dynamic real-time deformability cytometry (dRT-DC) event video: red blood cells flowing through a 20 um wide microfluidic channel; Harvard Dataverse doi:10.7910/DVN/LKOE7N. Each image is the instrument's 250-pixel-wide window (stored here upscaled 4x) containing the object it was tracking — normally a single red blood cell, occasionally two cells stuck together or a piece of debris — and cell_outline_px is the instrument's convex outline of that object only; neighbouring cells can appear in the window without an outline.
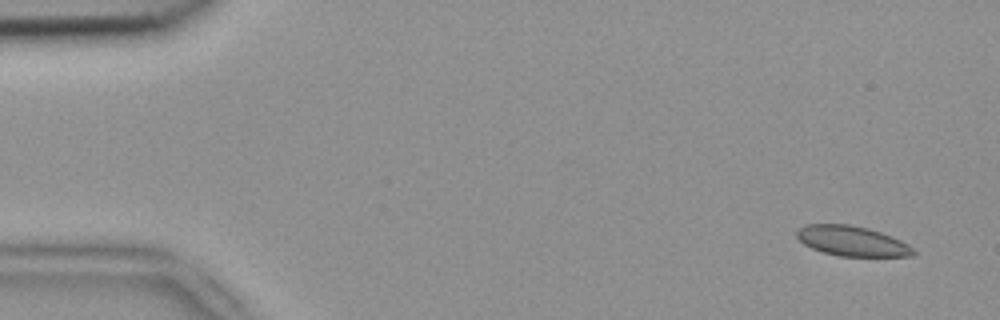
{"species": "common noctule bat (a hibernating species)", "species_latin": "Nyctalus noctula", "temperature_condition": "room temperature", "stored_images_in_passage": 5, "camera_frame_rate_fps": 3000, "um_per_image_px": 0.085, "animal": {"sex": "female", "body_mass_g": 18.4}, "frame": {"image": 1, "passage_image": 1, "time_ms": 0.0, "image_size_px": [1000, 320], "cell_outline_px": [[916, 252], [912, 256], [840, 256], [824, 252], [812, 248], [804, 244], [796, 236], [796, 228], [804, 224], [848, 224], [868, 228], [880, 232], [900, 240], [908, 244]], "centroid_in_image_um": [72.38, 20.47], "position_along_channel_um": 12.6, "area_um2": 20.35}}
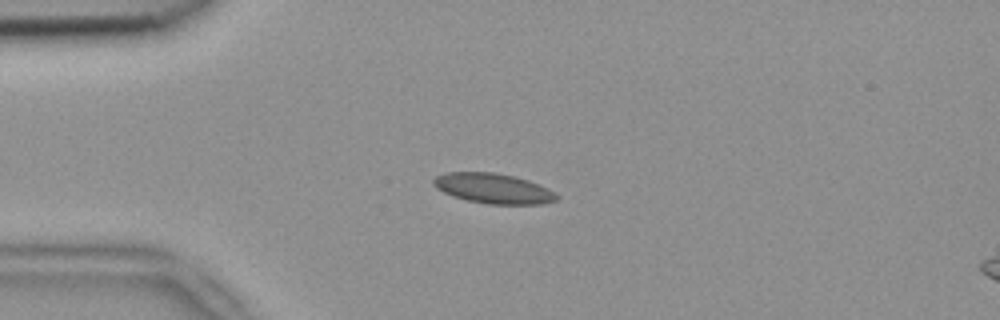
{"frame": {"image": 2, "passage_image": 4, "time_ms": 1.0, "image_size_px": [1000, 320], "cell_outline_px": [[560, 196], [556, 200], [544, 204], [488, 204], [468, 200], [452, 196], [436, 188], [432, 184], [432, 180], [436, 176], [448, 172], [496, 172], [528, 180], [540, 184], [548, 188]], "centroid_in_image_um": [41.94, 16.01], "position_along_channel_um": 43.1, "area_um2": 21.68}}